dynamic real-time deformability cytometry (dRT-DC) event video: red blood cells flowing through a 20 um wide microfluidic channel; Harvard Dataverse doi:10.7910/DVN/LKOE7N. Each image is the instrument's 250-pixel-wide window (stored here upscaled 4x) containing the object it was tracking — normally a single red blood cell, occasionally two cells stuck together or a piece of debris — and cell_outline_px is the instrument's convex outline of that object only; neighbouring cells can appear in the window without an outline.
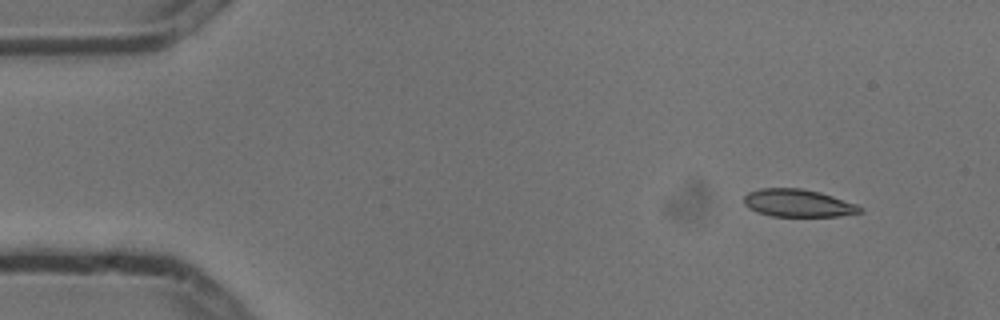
{"species": "common noctule bat (a hibernating species)", "species_latin": "Nyctalus noctula", "temperature_condition": "cold", "stored_images_in_passage": 5, "camera_frame_rate_fps": 3000, "um_per_image_px": 0.085, "animal": {"sex": "male", "body_mass_g": 13.3}, "frame": {"image": 1, "passage_image": 2, "time_ms": 0.333, "image_size_px": [1000, 320], "cell_outline_px": [[864, 212], [840, 216], [772, 216], [756, 212], [748, 208], [744, 204], [744, 196], [748, 192], [760, 188], [804, 188], [820, 192], [856, 204], [864, 208]], "centroid_in_image_um": [67.83, 17.26], "position_along_channel_um": 17.2, "area_um2": 18.84}}
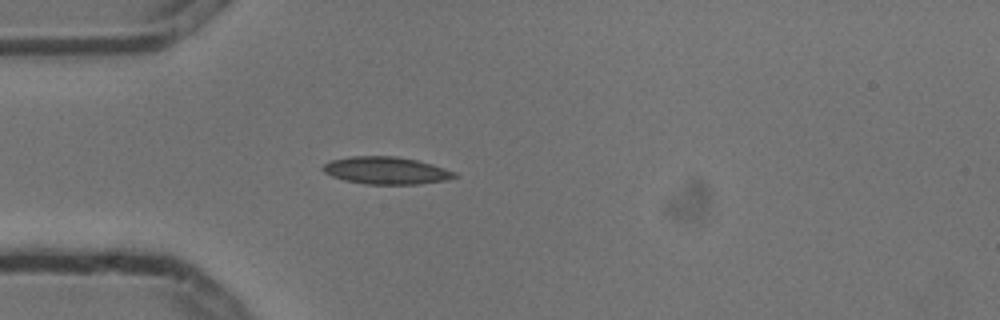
{"frame": {"image": 2, "passage_image": 5, "time_ms": 1.333, "image_size_px": [1000, 320], "cell_outline_px": [[460, 176], [444, 180], [416, 184], [364, 184], [344, 180], [332, 176], [324, 172], [320, 168], [324, 164], [332, 160], [352, 156], [396, 156], [416, 160], [432, 164], [456, 172]], "centroid_in_image_um": [32.81, 14.49], "position_along_channel_um": 52.2, "area_um2": 20.92}}